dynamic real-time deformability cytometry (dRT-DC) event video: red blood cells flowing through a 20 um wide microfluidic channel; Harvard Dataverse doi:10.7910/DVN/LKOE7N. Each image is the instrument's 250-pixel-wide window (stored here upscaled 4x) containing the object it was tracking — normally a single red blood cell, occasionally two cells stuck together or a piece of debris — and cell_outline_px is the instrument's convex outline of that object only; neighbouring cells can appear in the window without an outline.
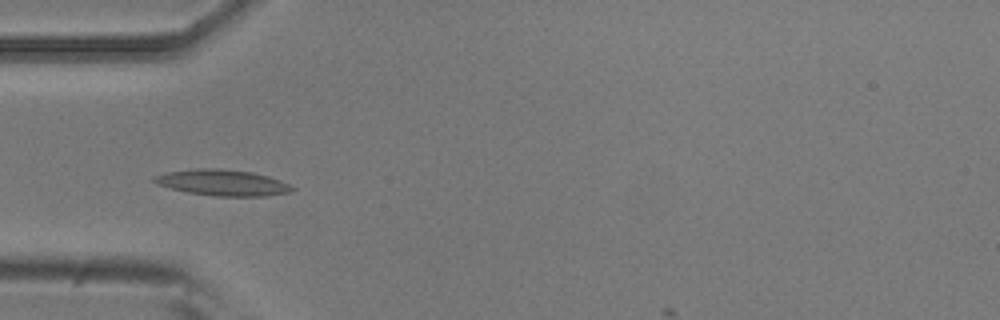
{"species": "common noctule bat (a hibernating species)", "species_latin": "Nyctalus noctula", "temperature_condition": "room temperature", "stored_images_in_passage": 5, "camera_frame_rate_fps": 3000, "um_per_image_px": 0.085, "animal": {"sex": "male", "body_mass_g": 20.5, "forearm_length_mm": 52.5}, "frame": {"image": 1, "passage_image": 1, "time_ms": 0.0, "image_size_px": [1000, 320], "cell_outline_px": [[296, 188], [288, 192], [264, 196], [216, 196], [188, 192], [156, 184], [152, 180], [152, 176], [168, 172], [196, 168], [220, 168], [252, 172], [268, 176], [280, 180]], "centroid_in_image_um": [18.89, 15.51], "position_along_channel_um": 66.1, "area_um2": 20.81}}
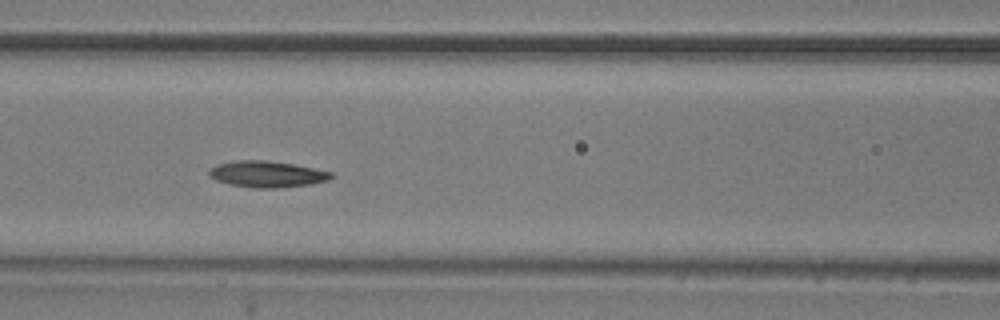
{"frame": {"image": 2, "passage_image": 3, "time_ms": 0.667, "image_size_px": [1000, 320], "cell_outline_px": [[336, 176], [328, 180], [312, 184], [276, 188], [256, 188], [228, 184], [216, 180], [208, 176], [208, 172], [216, 164], [236, 160], [264, 160], [292, 164], [332, 172]], "centroid_in_image_um": [22.69, 14.8], "position_along_channel_um": 143.9, "area_um2": 18.73}}
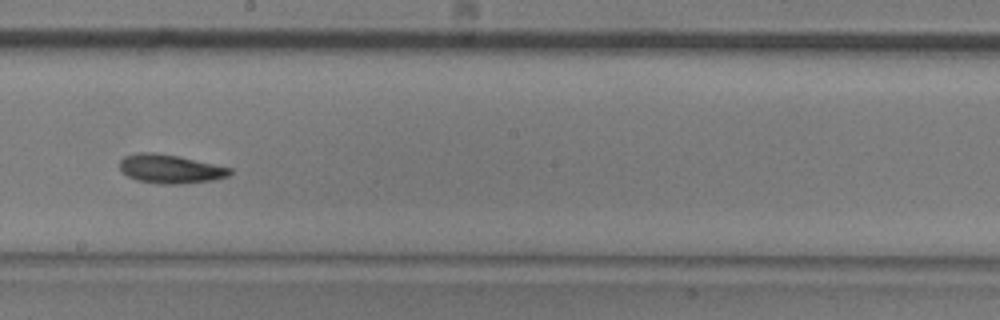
{"frame": {"image": 3, "passage_image": 5, "time_ms": 1.333, "image_size_px": [1000, 320], "cell_outline_px": [[232, 172], [228, 176], [212, 180], [180, 184], [156, 184], [136, 180], [120, 172], [120, 160], [124, 156], [136, 152], [152, 152], [176, 156], [232, 168]], "centroid_in_image_um": [14.41, 14.36], "position_along_channel_um": 233.8, "area_um2": 18.5}}